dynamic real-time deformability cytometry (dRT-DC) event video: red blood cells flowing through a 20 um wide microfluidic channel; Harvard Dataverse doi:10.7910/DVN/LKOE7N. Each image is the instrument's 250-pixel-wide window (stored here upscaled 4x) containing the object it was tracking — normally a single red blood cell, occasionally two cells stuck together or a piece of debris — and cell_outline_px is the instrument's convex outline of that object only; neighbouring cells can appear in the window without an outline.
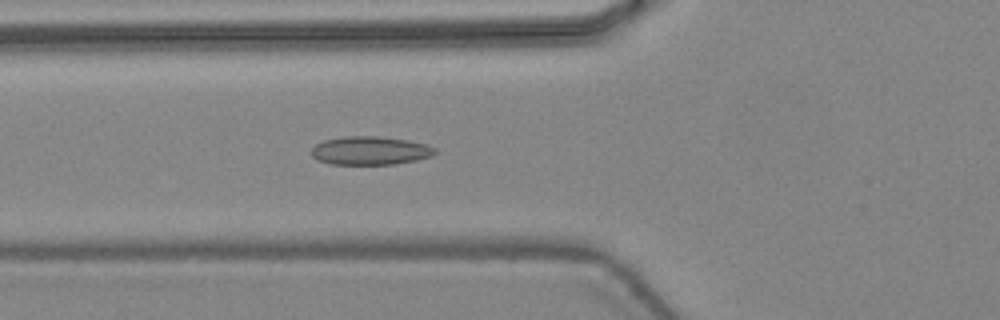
{"species": "common noctule bat (a hibernating species)", "species_latin": "Nyctalus noctula", "temperature_condition": "warm", "stored_images_in_passage": 34, "camera_frame_rate_fps": 3000, "um_per_image_px": 0.085, "animal": {"sex": "female", "body_mass_g": 24.6, "forearm_length_mm": 56.2}, "frame": {"image": 1, "passage_image": 6, "time_ms": 1.667, "image_size_px": [1000, 320], "cell_outline_px": [[436, 152], [432, 156], [416, 160], [396, 164], [328, 164], [316, 160], [312, 156], [312, 148], [316, 144], [324, 140], [344, 136], [380, 136], [408, 140], [428, 144], [436, 148]], "centroid_in_image_um": [31.47, 12.8], "position_along_channel_um": 94.3, "area_um2": 20.69}}
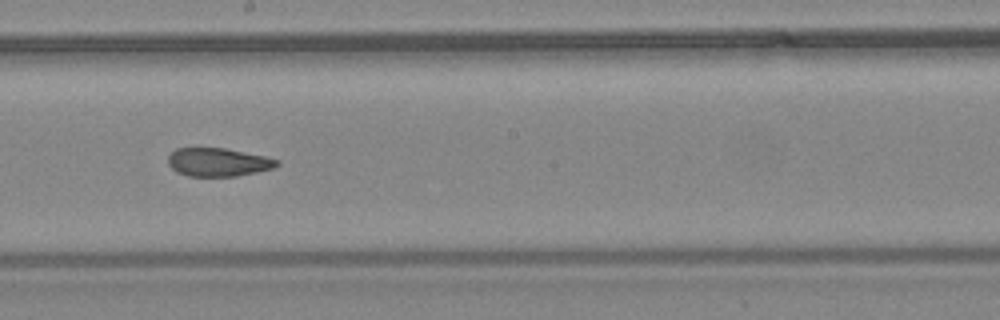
{"frame": {"image": 2, "passage_image": 15, "time_ms": 4.667, "image_size_px": [1000, 320], "cell_outline_px": [[280, 164], [272, 168], [256, 172], [236, 176], [188, 176], [176, 172], [168, 164], [168, 156], [176, 148], [224, 148], [264, 156], [280, 160]], "centroid_in_image_um": [18.53, 13.78], "position_along_channel_um": 229.7, "area_um2": 17.92}}
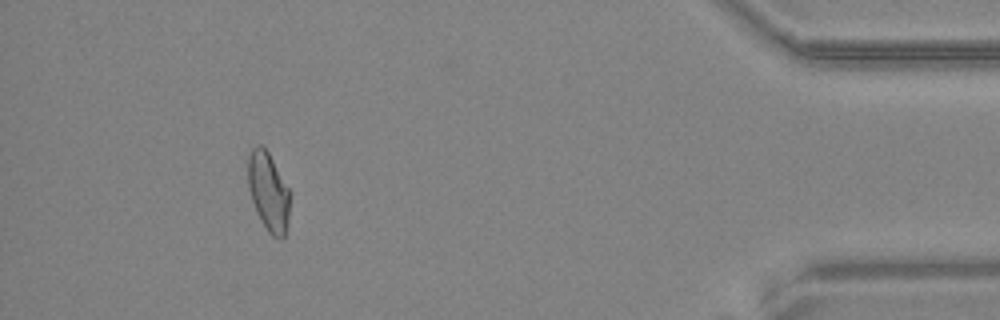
{"frame": {"image": 3, "passage_image": 31, "time_ms": 10.0, "image_size_px": [1000, 320], "cell_outline_px": [[292, 192], [288, 220], [284, 240], [280, 240], [272, 236], [268, 232], [260, 220], [256, 212], [248, 188], [248, 156], [252, 148], [256, 144], [260, 144], [268, 152]], "centroid_in_image_um": [22.84, 16.32], "position_along_channel_um": 412.4, "area_um2": 19.77}, "authors_computed_cell_mechanics": {"area_um2": 19.4208, "velocity_mm_per_s": 4.4922, "shape_relaxation_time_tau1_ms": null, "shape_relaxation_time_tau2_ms": 1.5784, "deformation_change_tau1": null, "deformation_change_tau2": 0.0696}}